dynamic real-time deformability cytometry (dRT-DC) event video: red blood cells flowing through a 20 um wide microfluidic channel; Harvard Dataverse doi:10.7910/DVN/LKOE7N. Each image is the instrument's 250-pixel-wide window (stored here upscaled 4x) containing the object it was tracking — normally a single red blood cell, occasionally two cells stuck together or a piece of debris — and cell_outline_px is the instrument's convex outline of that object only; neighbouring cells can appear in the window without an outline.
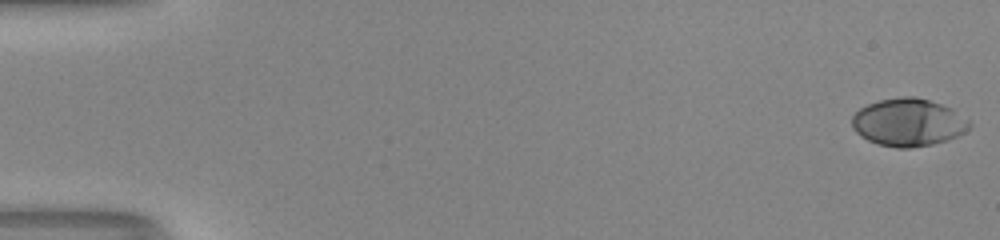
{"species": "human", "species_latin": "Homo sapiens", "temperature_condition": "room temperature", "stored_images_in_passage": 52, "camera_frame_rate_fps": 3000, "um_per_image_px": 0.085, "donor": {"sex": "male"}, "frame": {"image": 1, "passage_image": 1, "time_ms": 0.0, "image_size_px": [1000, 240], "cell_outline_px": [[972, 124], [964, 132], [948, 140], [932, 144], [908, 148], [896, 148], [880, 144], [868, 140], [860, 136], [852, 128], [852, 116], [860, 108], [868, 104], [880, 100], [904, 96], [916, 96], [952, 108], [968, 120]], "centroid_in_image_um": [77.19, 10.4], "position_along_channel_um": 7.8, "area_um2": 32.48}}
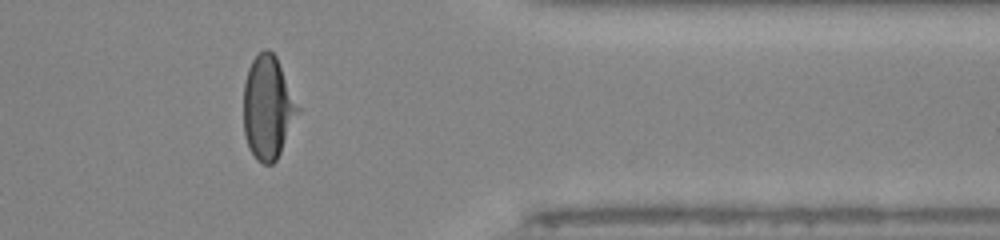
{"frame": {"image": 2, "passage_image": 43, "time_ms": 14.0, "image_size_px": [1000, 240], "cell_outline_px": [[300, 112], [276, 160], [272, 164], [264, 164], [256, 160], [248, 148], [244, 132], [244, 80], [248, 68], [252, 60], [264, 48], [268, 48], [276, 56], [300, 108]], "centroid_in_image_um": [22.76, 9.14], "position_along_channel_um": 388.6, "area_um2": 32.77}}
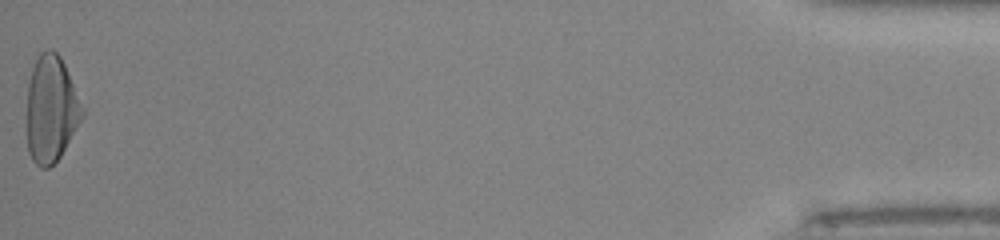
{"frame": {"image": 3, "passage_image": 52, "time_ms": 17.0, "image_size_px": [1000, 240], "cell_outline_px": [[84, 116], [60, 156], [48, 168], [40, 168], [32, 160], [28, 152], [28, 84], [32, 68], [40, 52], [48, 48], [52, 48], [60, 56], [64, 64], [84, 108]], "centroid_in_image_um": [4.35, 9.26], "position_along_channel_um": 430.8, "area_um2": 34.22}, "authors_computed_cell_mechanics": {"area_um2": 32.2524, "velocity_mm_per_s": 4.1552, "shape_relaxation_time_tau1_ms": 4.4283, "shape_relaxation_time_tau2_ms": null, "deformation_change_tau1": 0.2001, "deformation_change_tau2": null}}